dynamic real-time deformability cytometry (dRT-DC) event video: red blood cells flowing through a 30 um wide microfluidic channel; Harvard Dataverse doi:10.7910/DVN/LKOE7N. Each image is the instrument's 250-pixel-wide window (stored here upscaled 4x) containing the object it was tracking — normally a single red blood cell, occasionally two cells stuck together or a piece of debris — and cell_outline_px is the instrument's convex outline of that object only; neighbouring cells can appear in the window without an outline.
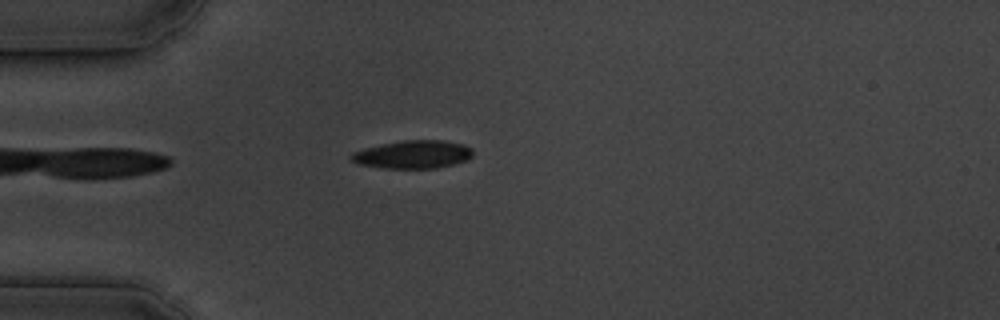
{"species": "common noctule bat (a hibernating species)", "species_latin": "Nyctalus noctula", "temperature_condition": "cold", "stored_images_in_passage": 44, "camera_frame_rate_fps": 3000, "um_per_image_px": 0.085, "animal": {"sex": "male", "body_mass_g": 19.5, "forearm_length_mm": 54.6}, "frame": {"image": 1, "passage_image": 4, "time_ms": 1.0, "image_size_px": [1000, 320], "cell_outline_px": [[472, 156], [468, 160], [436, 168], [380, 168], [356, 164], [348, 156], [352, 152], [364, 148], [404, 140], [440, 140], [464, 144], [472, 148]], "centroid_in_image_um": [35.08, 13.13], "position_along_channel_um": 49.9, "area_um2": 19.94}}
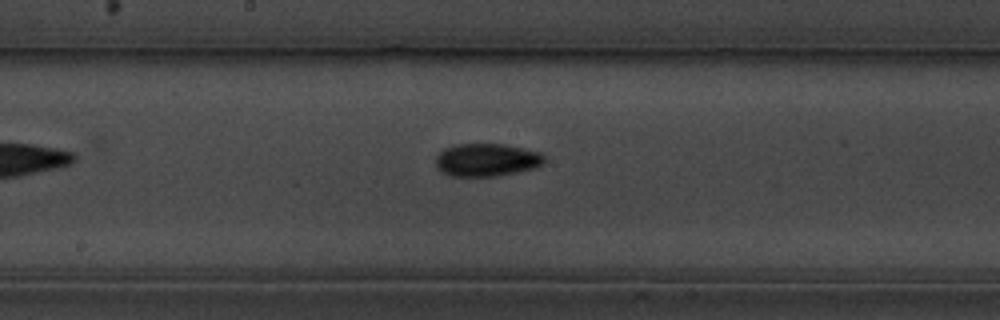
{"frame": {"image": 2, "passage_image": 18, "time_ms": 5.667, "image_size_px": [1000, 320], "cell_outline_px": [[544, 160], [536, 168], [496, 176], [448, 176], [440, 172], [436, 168], [436, 156], [444, 148], [452, 144], [504, 144], [524, 148], [540, 152], [544, 156]], "centroid_in_image_um": [41.32, 13.59], "position_along_channel_um": 206.9, "area_um2": 20.98}}
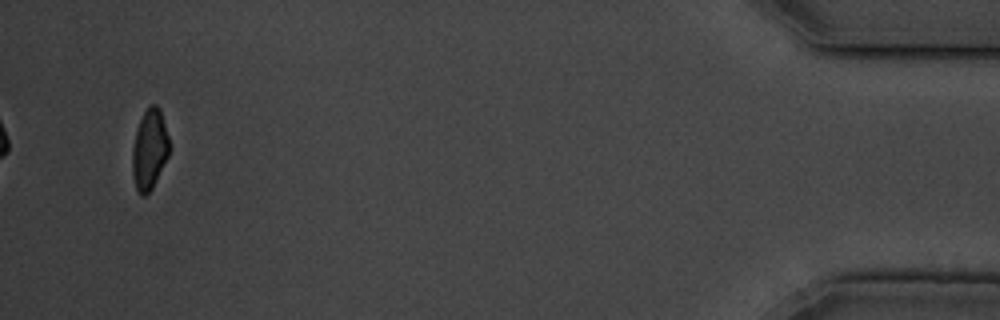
{"frame": {"image": 3, "passage_image": 42, "time_ms": 13.667, "image_size_px": [1000, 320], "cell_outline_px": [[168, 156], [152, 188], [144, 196], [140, 196], [136, 188], [132, 172], [132, 148], [136, 132], [140, 120], [148, 104], [156, 104], [160, 108], [168, 136]], "centroid_in_image_um": [12.69, 12.69], "position_along_channel_um": 422.5, "area_um2": 17.11}, "authors_computed_cell_mechanics": {"area_um2": 19.5075, "velocity_mm_per_s": 3.6494, "shape_relaxation_time_tau1_ms": 5.6316, "shape_relaxation_time_tau2_ms": 7.4537, "deformation_change_tau1": 0.1223, "deformation_change_tau2": 0.1315}}